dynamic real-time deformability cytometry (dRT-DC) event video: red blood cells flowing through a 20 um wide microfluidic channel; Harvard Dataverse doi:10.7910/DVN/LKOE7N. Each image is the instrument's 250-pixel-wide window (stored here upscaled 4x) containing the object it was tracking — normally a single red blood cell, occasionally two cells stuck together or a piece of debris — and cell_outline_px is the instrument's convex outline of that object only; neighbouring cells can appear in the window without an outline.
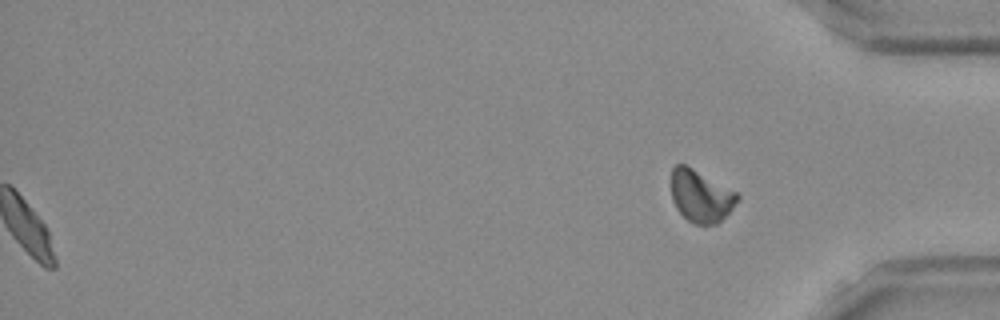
{"species": "Egyptian fruit bat (a non-hibernating species)", "species_latin": "Rousettus aegyptiacus", "temperature_condition": "room temperature", "stored_images_in_passage": 52, "segment_of_instrument_passage": [2, 2], "camera_frame_rate_fps": 3000, "um_per_image_px": 0.085, "frame": {"image": 1, "passage_image": 52, "time_ms": 17.0, "image_size_px": [1000, 320], "cell_outline_px": [[740, 200], [716, 224], [696, 224], [688, 220], [676, 208], [672, 200], [672, 168], [676, 164], [684, 164], [692, 168], [736, 192], [740, 196]], "centroid_in_image_um": [59.56, 16.66], "position_along_channel_um": 375.6, "area_um2": 19.71}}